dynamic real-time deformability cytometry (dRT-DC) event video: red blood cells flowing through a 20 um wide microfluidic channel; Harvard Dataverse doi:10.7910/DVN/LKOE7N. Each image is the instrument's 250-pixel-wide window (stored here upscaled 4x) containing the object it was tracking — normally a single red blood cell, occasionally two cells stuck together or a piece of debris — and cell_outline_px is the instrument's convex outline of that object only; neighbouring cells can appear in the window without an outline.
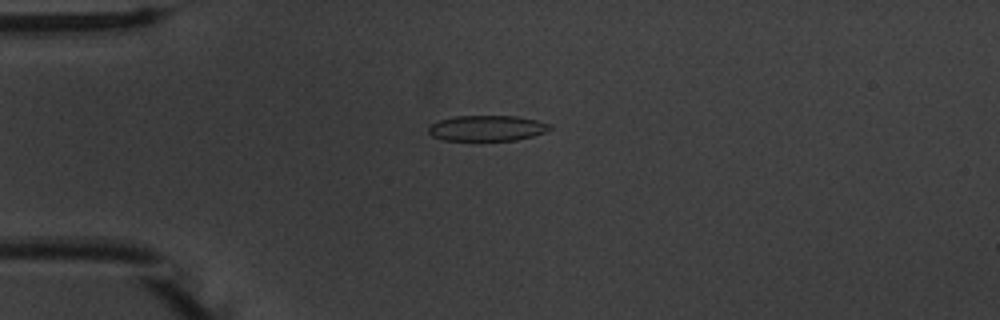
{"species": "common noctule bat (a hibernating species)", "species_latin": "Nyctalus noctula", "temperature_condition": "warm", "stored_images_in_passage": 48, "camera_frame_rate_fps": 3000, "um_per_image_px": 0.085, "animal": {"sex": "male", "body_mass_g": 20.1, "forearm_length_mm": 53.5}, "frame": {"image": 1, "passage_image": 8, "time_ms": 2.333, "image_size_px": [1000, 320], "cell_outline_px": [[552, 128], [544, 132], [532, 136], [516, 140], [444, 140], [432, 136], [428, 132], [428, 128], [432, 124], [440, 120], [456, 116], [516, 116], [536, 120], [552, 124]], "centroid_in_image_um": [41.41, 10.89], "position_along_channel_um": 43.6, "area_um2": 17.98}}
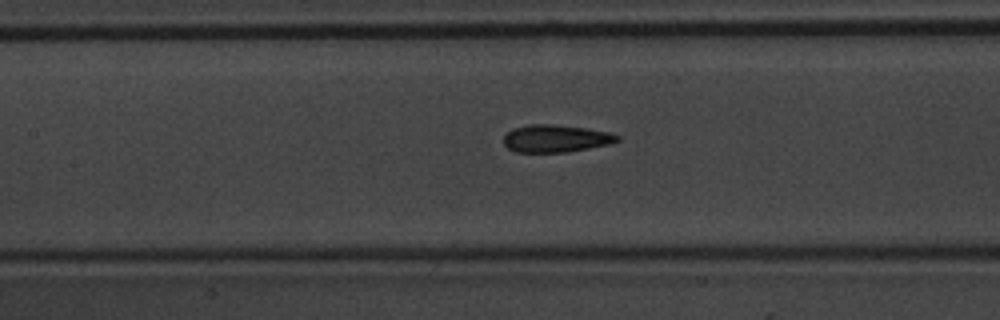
{"frame": {"image": 2, "passage_image": 19, "time_ms": 6.0, "image_size_px": [1000, 320], "cell_outline_px": [[620, 140], [612, 144], [568, 152], [516, 152], [508, 148], [504, 144], [504, 136], [512, 128], [528, 124], [552, 124], [588, 128], [608, 132], [620, 136]], "centroid_in_image_um": [47.26, 11.77], "position_along_channel_um": 160.1, "area_um2": 18.38}}
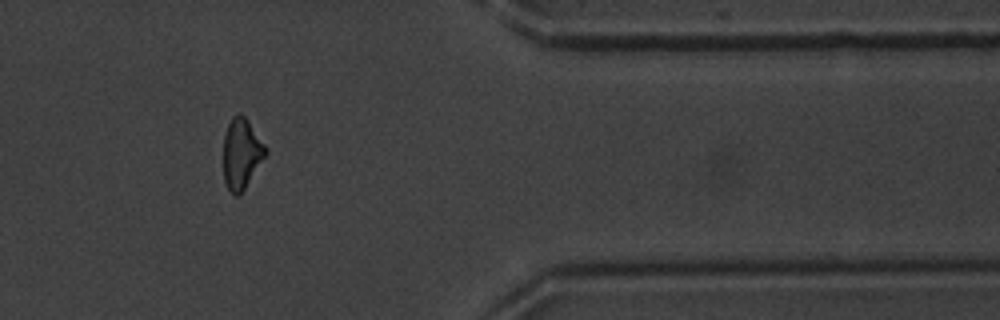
{"frame": {"image": 3, "passage_image": 39, "time_ms": 12.667, "image_size_px": [1000, 320], "cell_outline_px": [[268, 152], [240, 196], [236, 196], [228, 188], [224, 180], [224, 132], [232, 116], [236, 112], [240, 112], [248, 120], [268, 148]], "centroid_in_image_um": [20.54, 13.02], "position_along_channel_um": 390.9, "area_um2": 17.51}, "authors_computed_cell_mechanics": {"area_um2": 17.918, "velocity_mm_per_s": 3.7624, "shape_relaxation_time_tau1_ms": 4.5325, "shape_relaxation_time_tau2_ms": 1.8543, "deformation_change_tau1": 0.1362, "deformation_change_tau2": 0.0865}}